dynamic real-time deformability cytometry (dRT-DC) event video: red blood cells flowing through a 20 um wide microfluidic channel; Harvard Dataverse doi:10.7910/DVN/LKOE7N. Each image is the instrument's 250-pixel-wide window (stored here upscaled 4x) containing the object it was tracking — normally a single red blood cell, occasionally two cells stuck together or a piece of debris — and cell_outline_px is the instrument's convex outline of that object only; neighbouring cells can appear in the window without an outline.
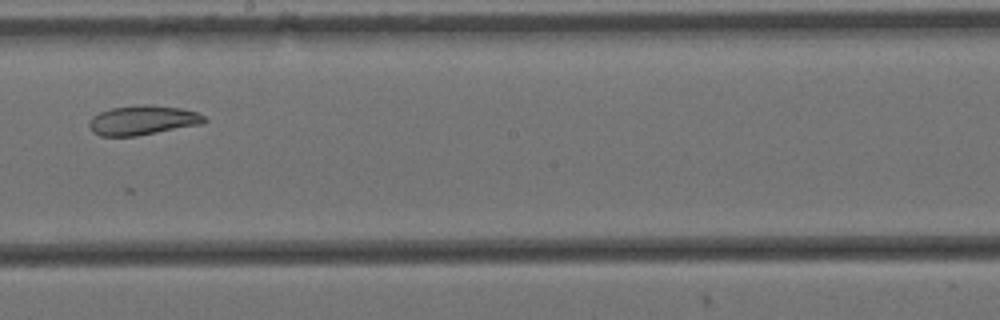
{"species": "Egyptian fruit bat (a non-hibernating species)", "species_latin": "Rousettus aegyptiacus", "temperature_condition": "cold", "stored_images_in_passage": 12, "camera_frame_rate_fps": 3000, "um_per_image_px": 0.085, "animal": {"sex": "female"}, "frame": {"image": 1, "passage_image": 6, "time_ms": 1.667, "image_size_px": [1000, 320], "cell_outline_px": [[208, 120], [204, 124], [136, 136], [100, 136], [92, 132], [88, 128], [88, 120], [92, 116], [100, 112], [112, 108], [144, 104], [180, 108], [196, 112], [204, 116]], "centroid_in_image_um": [12.11, 10.23], "position_along_channel_um": 236.1, "area_um2": 19.94}}
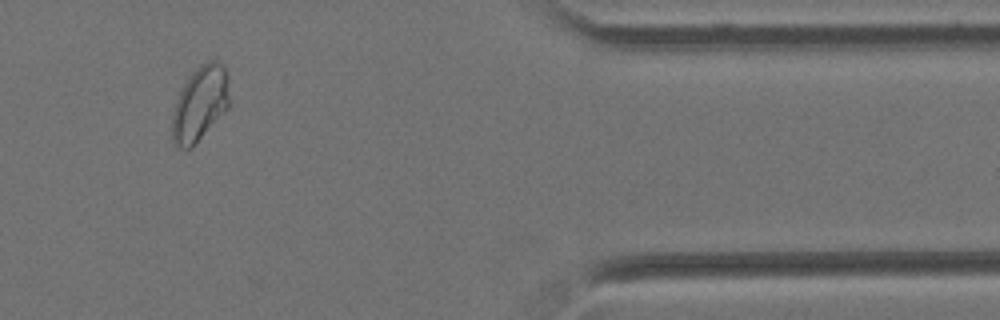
{"frame": {"image": 2, "passage_image": 11, "time_ms": 3.333, "image_size_px": [1000, 320], "cell_outline_px": [[228, 108], [192, 148], [180, 148], [172, 144], [172, 112], [176, 100], [188, 76], [200, 64], [208, 60], [216, 60], [224, 68], [228, 80]], "centroid_in_image_um": [16.97, 8.83], "position_along_channel_um": 394.4, "area_um2": 24.91}}